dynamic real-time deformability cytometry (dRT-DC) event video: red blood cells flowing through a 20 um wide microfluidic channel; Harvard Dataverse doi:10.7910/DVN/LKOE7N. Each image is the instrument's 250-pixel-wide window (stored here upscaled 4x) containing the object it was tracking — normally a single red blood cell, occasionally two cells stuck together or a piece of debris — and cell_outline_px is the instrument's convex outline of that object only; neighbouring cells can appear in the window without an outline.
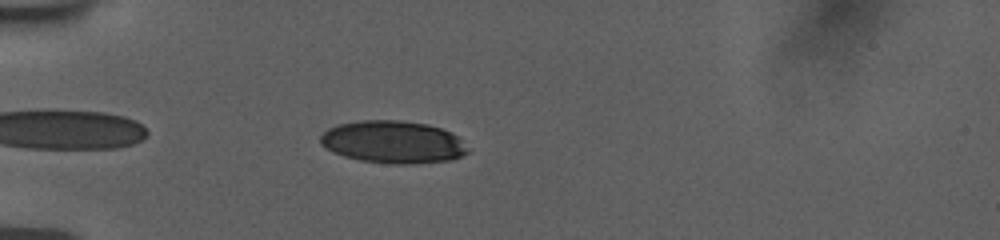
{"species": "human", "species_latin": "Homo sapiens", "temperature_condition": "room temperature", "stored_images_in_passage": 39, "camera_frame_rate_fps": 3000, "um_per_image_px": 0.085, "donor": {"sex": "female"}, "frame": {"image": 1, "passage_image": 4, "time_ms": 1.0, "image_size_px": [1000, 240], "cell_outline_px": [[468, 152], [452, 160], [408, 164], [392, 164], [360, 160], [344, 156], [332, 152], [320, 144], [320, 136], [328, 128], [336, 124], [360, 120], [400, 120], [428, 124], [452, 132], [460, 140]], "centroid_in_image_um": [33.36, 12.06], "position_along_channel_um": 51.6, "area_um2": 36.47}}
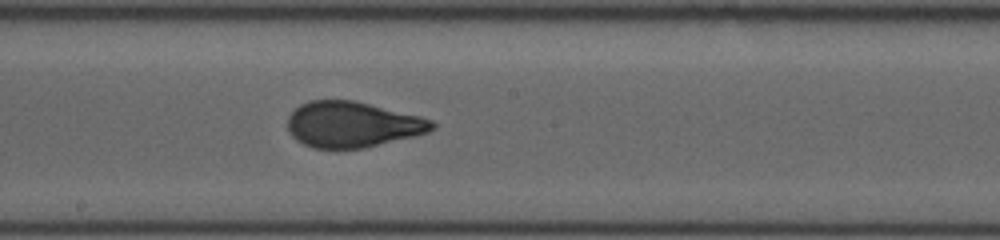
{"frame": {"image": 2, "passage_image": 19, "time_ms": 6.0, "image_size_px": [1000, 240], "cell_outline_px": [[436, 128], [428, 132], [364, 148], [312, 148], [296, 140], [292, 136], [288, 128], [288, 116], [300, 104], [308, 100], [356, 100], [420, 116], [432, 120], [436, 124]], "centroid_in_image_um": [29.95, 10.57], "position_along_channel_um": 218.3, "area_um2": 38.49}}
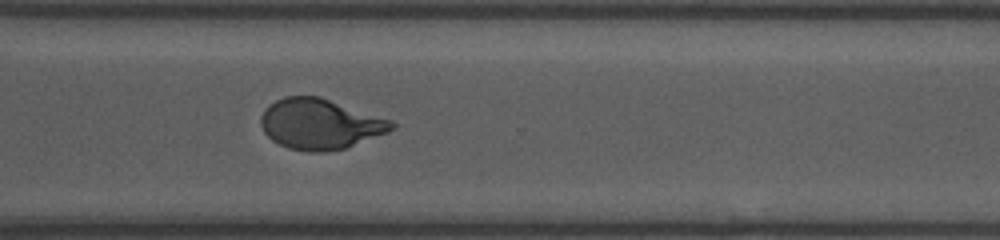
{"frame": {"image": 3, "passage_image": 29, "time_ms": 9.333, "image_size_px": [1000, 240], "cell_outline_px": [[396, 128], [388, 132], [344, 148], [324, 152], [312, 152], [288, 148], [272, 140], [264, 132], [260, 124], [260, 116], [264, 108], [268, 104], [284, 96], [320, 96], [392, 120], [396, 124]], "centroid_in_image_um": [27.19, 10.53], "position_along_channel_um": 343.4, "area_um2": 38.55}, "authors_computed_cell_mechanics": {"area_um2": 38.7838, "velocity_mm_per_s": 3.7759, "shape_relaxation_time_tau1_ms": 6.1905, "shape_relaxation_time_tau2_ms": null, "deformation_change_tau1": 0.2171, "deformation_change_tau2": null}}